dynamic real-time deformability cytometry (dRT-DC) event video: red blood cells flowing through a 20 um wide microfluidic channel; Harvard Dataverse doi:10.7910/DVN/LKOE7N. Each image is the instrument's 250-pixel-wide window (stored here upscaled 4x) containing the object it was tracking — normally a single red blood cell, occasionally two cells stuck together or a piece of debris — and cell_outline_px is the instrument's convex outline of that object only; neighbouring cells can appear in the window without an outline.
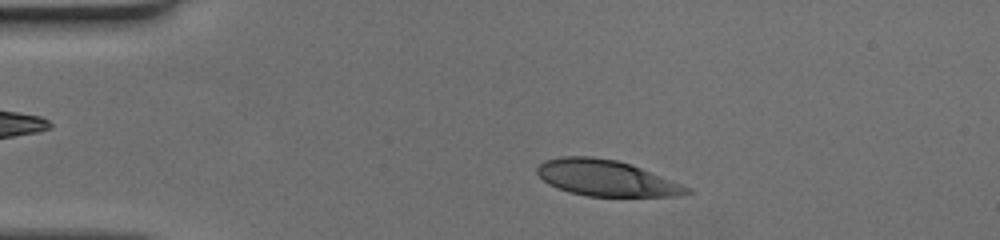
{"species": "human", "species_latin": "Homo sapiens", "temperature_condition": "cold", "stored_images_in_passage": 39, "camera_frame_rate_fps": 3000, "um_per_image_px": 0.085, "donor": {"sex": "female"}, "frame": {"image": 1, "passage_image": 6, "time_ms": 1.667, "image_size_px": [1000, 240], "cell_outline_px": [[692, 192], [676, 196], [588, 196], [556, 188], [548, 184], [536, 172], [536, 168], [544, 160], [564, 156], [592, 156], [616, 160], [640, 168], [692, 188]], "centroid_in_image_um": [51.5, 15.13], "position_along_channel_um": 33.5, "area_um2": 31.04}}
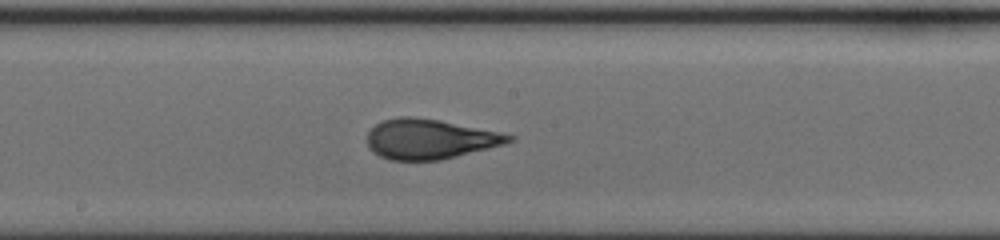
{"frame": {"image": 2, "passage_image": 23, "time_ms": 7.333, "image_size_px": [1000, 240], "cell_outline_px": [[516, 140], [504, 144], [440, 160], [392, 160], [380, 156], [368, 148], [368, 132], [376, 124], [384, 120], [400, 116], [408, 116], [440, 120], [516, 136]], "centroid_in_image_um": [36.52, 11.82], "position_along_channel_um": 211.7, "area_um2": 32.6}}
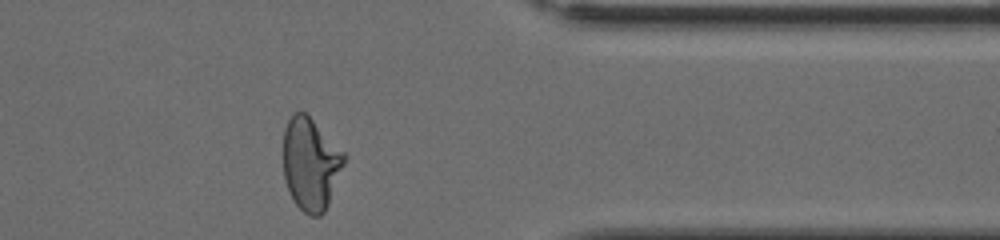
{"frame": {"image": 3, "passage_image": 37, "time_ms": 12.0, "image_size_px": [1000, 240], "cell_outline_px": [[344, 164], [328, 204], [324, 212], [320, 216], [308, 216], [296, 204], [288, 188], [284, 176], [284, 128], [292, 112], [304, 112], [344, 152]], "centroid_in_image_um": [26.39, 13.94], "position_along_channel_um": 385.0, "area_um2": 32.19}}